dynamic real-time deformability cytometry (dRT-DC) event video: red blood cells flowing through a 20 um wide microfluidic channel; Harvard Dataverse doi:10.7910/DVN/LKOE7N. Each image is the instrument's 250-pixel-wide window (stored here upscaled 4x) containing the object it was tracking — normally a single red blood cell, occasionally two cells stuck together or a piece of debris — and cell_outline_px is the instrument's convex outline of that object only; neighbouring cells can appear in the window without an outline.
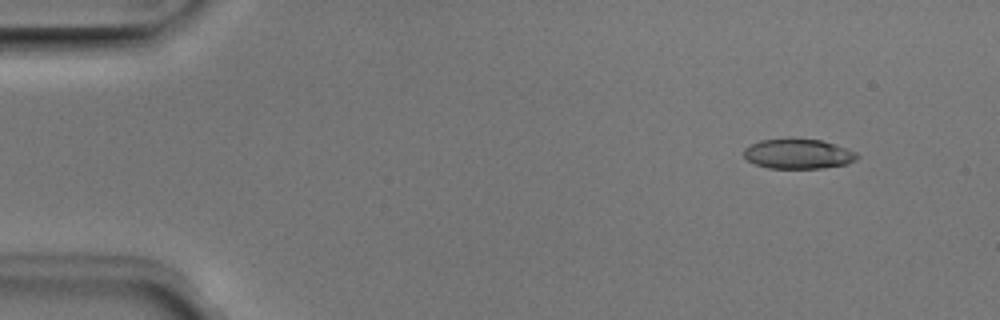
{"species": "Egyptian fruit bat (a non-hibernating species)", "species_latin": "Rousettus aegyptiacus", "temperature_condition": "room temperature", "stored_images_in_passage": 15, "camera_frame_rate_fps": 3000, "um_per_image_px": 0.085, "animal": {"sex": "male"}, "frame": {"image": 1, "passage_image": 5, "time_ms": 1.333, "image_size_px": [1000, 320], "cell_outline_px": [[860, 156], [856, 160], [848, 164], [820, 168], [768, 168], [756, 164], [748, 160], [744, 156], [744, 148], [760, 140], [820, 140], [836, 144], [856, 152]], "centroid_in_image_um": [67.88, 13.1], "position_along_channel_um": 17.1, "area_um2": 19.36}}